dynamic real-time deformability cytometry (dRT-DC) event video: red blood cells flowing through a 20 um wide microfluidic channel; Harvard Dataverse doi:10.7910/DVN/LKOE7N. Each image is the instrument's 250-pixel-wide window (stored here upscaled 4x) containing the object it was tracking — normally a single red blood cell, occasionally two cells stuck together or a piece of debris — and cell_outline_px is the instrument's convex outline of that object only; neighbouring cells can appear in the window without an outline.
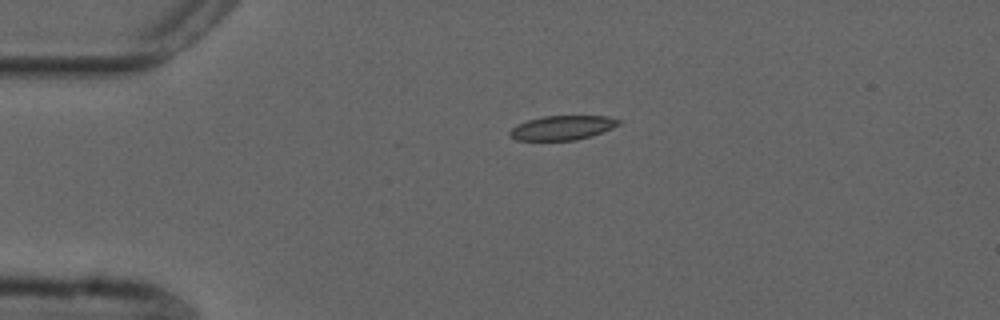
{"species": "common noctule bat (a hibernating species)", "species_latin": "Nyctalus noctula", "temperature_condition": "cold", "stored_images_in_passage": 43, "camera_frame_rate_fps": 3000, "um_per_image_px": 0.085, "animal": {"sex": "male", "forearm_length_mm": 52.5}, "frame": {"image": 1, "passage_image": 1, "time_ms": 0.0, "image_size_px": [1000, 320], "cell_outline_px": [[620, 124], [612, 128], [592, 136], [576, 140], [516, 140], [508, 136], [508, 132], [512, 128], [528, 120], [544, 116], [608, 116], [620, 120]], "centroid_in_image_um": [47.8, 10.86], "position_along_channel_um": 37.2, "area_um2": 15.37}}
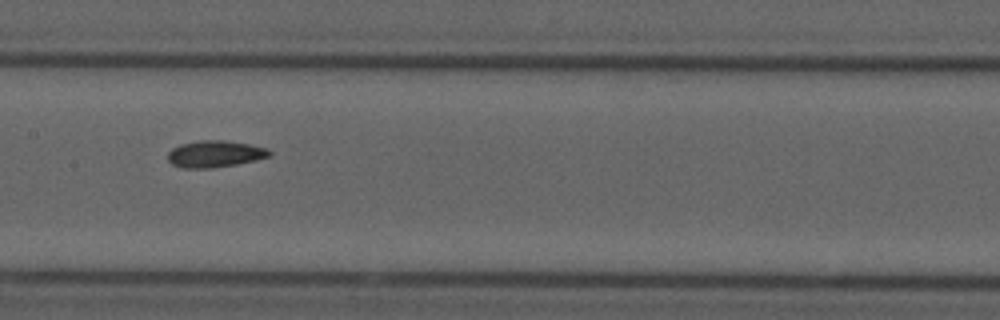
{"frame": {"image": 2, "passage_image": 16, "time_ms": 5.0, "image_size_px": [1000, 320], "cell_outline_px": [[272, 152], [268, 156], [256, 160], [236, 164], [212, 168], [180, 168], [172, 164], [168, 160], [168, 152], [172, 148], [180, 144], [200, 140], [224, 140], [248, 144], [268, 148]], "centroid_in_image_um": [18.24, 13.08], "position_along_channel_um": 189.2, "area_um2": 15.84}}
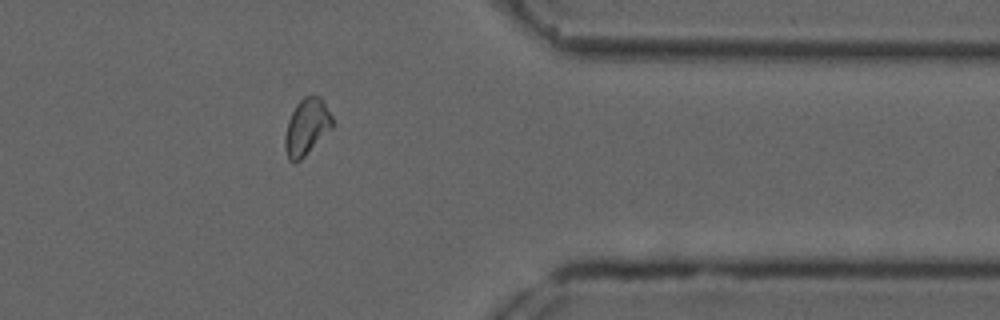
{"frame": {"image": 3, "passage_image": 33, "time_ms": 10.667, "image_size_px": [1000, 320], "cell_outline_px": [[332, 128], [300, 160], [288, 160], [284, 148], [284, 136], [288, 120], [296, 104], [304, 96], [320, 96], [324, 100], [332, 116]], "centroid_in_image_um": [26.06, 10.76], "position_along_channel_um": 385.3, "area_um2": 15.49}, "authors_computed_cell_mechanics": {"area_um2": 15.3748, "velocity_mm_per_s": 3.7345, "shape_relaxation_time_tau1_ms": null, "shape_relaxation_time_tau2_ms": 4.4475, "deformation_change_tau1": null, "deformation_change_tau2": 0.0816}}